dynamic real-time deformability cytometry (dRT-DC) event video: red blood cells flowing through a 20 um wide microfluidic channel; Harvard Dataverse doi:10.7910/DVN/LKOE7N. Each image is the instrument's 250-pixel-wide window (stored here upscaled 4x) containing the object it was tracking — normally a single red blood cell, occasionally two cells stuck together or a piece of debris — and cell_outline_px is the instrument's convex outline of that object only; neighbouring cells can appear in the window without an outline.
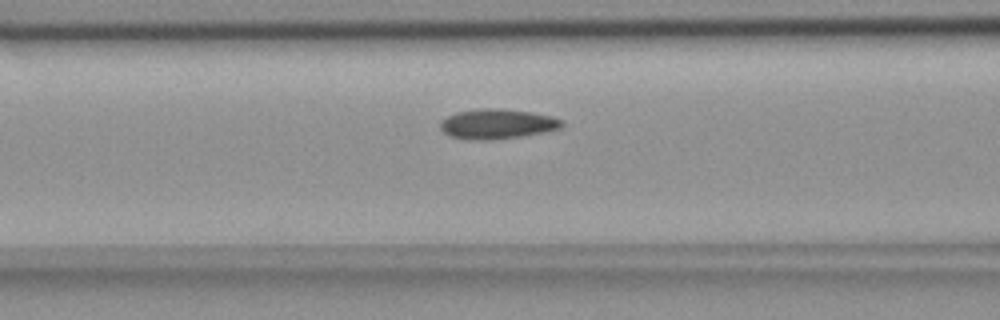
{"species": "common noctule bat (a hibernating species)", "species_latin": "Nyctalus noctula", "temperature_condition": "room temperature", "stored_images_in_passage": 48, "camera_frame_rate_fps": 3000, "um_per_image_px": 0.085, "animal": {"sex": "female", "body_mass_g": 18.4}, "frame": {"image": 1, "passage_image": 15, "time_ms": 4.667, "image_size_px": [1000, 320], "cell_outline_px": [[564, 124], [560, 128], [544, 132], [520, 136], [488, 140], [472, 140], [452, 136], [444, 132], [440, 128], [440, 120], [456, 112], [480, 108], [496, 108], [532, 112], [552, 116], [564, 120]], "centroid_in_image_um": [42.27, 10.52], "position_along_channel_um": 124.3, "area_um2": 21.15}}
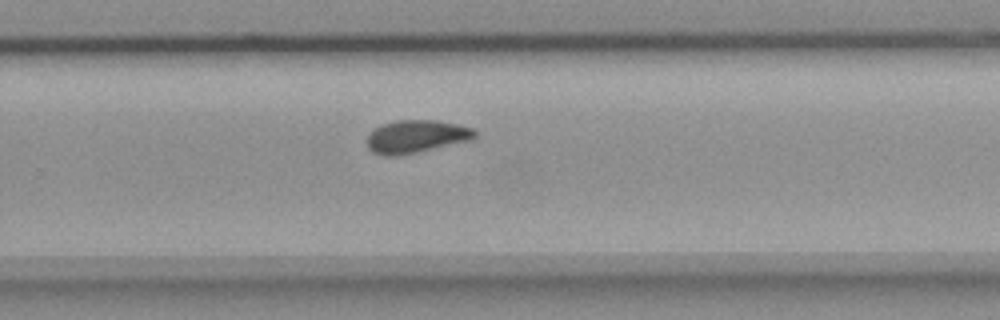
{"frame": {"image": 2, "passage_image": 29, "time_ms": 9.333, "image_size_px": [1000, 320], "cell_outline_px": [[476, 136], [472, 140], [416, 152], [396, 156], [384, 156], [372, 152], [368, 148], [368, 132], [372, 128], [380, 124], [396, 120], [436, 120], [456, 124], [472, 128], [476, 132]], "centroid_in_image_um": [35.33, 11.59], "position_along_channel_um": 294.5, "area_um2": 20.75}}
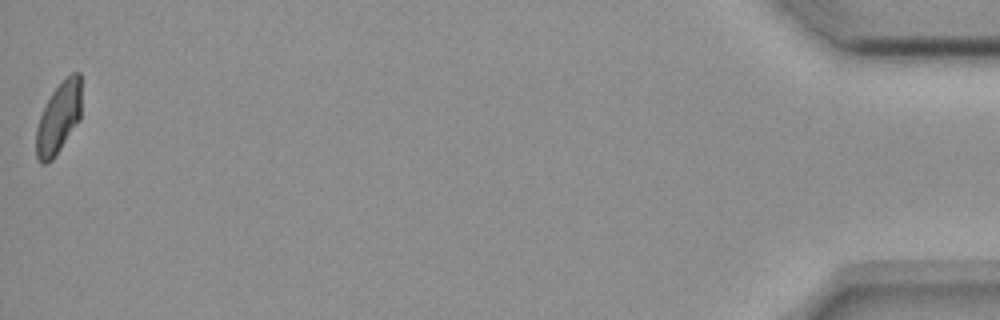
{"frame": {"image": 3, "passage_image": 48, "time_ms": 15.667, "image_size_px": [1000, 320], "cell_outline_px": [[80, 120], [52, 160], [44, 164], [40, 164], [36, 156], [36, 128], [40, 116], [52, 92], [72, 72], [80, 72]], "centroid_in_image_um": [4.97, 10.06], "position_along_channel_um": 430.2, "area_um2": 18.5}, "authors_computed_cell_mechanics": {"area_um2": 20.1144, "velocity_mm_per_s": 3.654, "shape_relaxation_time_tau1_ms": null, "shape_relaxation_time_tau2_ms": 2.5447, "deformation_change_tau1": null, "deformation_change_tau2": 0.0728}}